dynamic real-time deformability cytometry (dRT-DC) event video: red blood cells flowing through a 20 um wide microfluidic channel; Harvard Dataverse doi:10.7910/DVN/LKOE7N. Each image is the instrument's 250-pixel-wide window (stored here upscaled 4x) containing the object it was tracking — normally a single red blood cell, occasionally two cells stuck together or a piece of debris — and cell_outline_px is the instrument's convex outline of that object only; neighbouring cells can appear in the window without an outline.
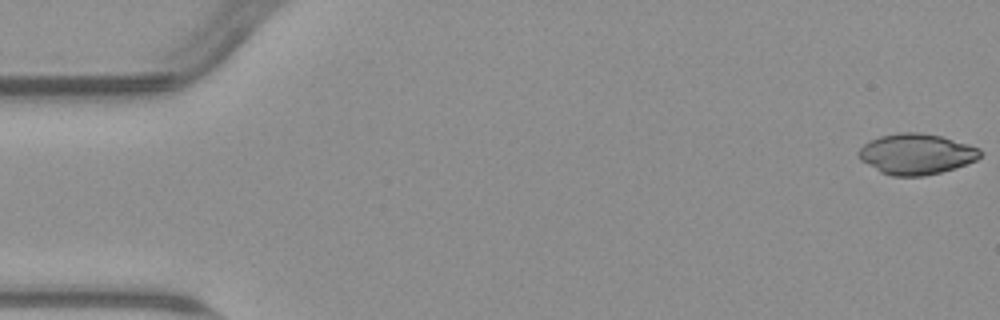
{"species": "common noctule bat (a hibernating species)", "species_latin": "Nyctalus noctula", "temperature_condition": "warm", "stored_images_in_passage": 54, "camera_frame_rate_fps": 3000, "um_per_image_px": 0.085, "animal": {"sex": "male", "body_mass_g": 23.1, "forearm_length_mm": 52.7}, "frame": {"image": 1, "passage_image": 1, "time_ms": 0.0, "image_size_px": [1000, 320], "cell_outline_px": [[984, 152], [976, 160], [956, 168], [924, 176], [892, 176], [880, 172], [860, 160], [856, 156], [856, 152], [868, 140], [880, 136], [900, 132], [920, 132], [940, 136], [968, 144], [980, 148]], "centroid_in_image_um": [77.86, 13.09], "position_along_channel_um": 7.1, "area_um2": 29.07}}